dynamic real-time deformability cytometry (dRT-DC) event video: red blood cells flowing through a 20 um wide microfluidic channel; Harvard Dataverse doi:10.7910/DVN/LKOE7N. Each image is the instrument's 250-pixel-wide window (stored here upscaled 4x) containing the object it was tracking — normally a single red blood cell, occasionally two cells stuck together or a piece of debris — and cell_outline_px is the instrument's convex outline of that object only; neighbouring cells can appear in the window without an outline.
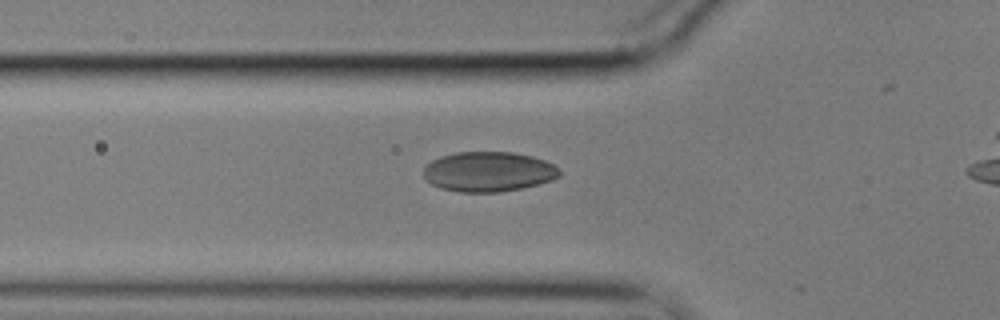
{"species": "common noctule bat (a hibernating species)", "species_latin": "Nyctalus noctula", "temperature_condition": "cold", "stored_images_in_passage": 10, "camera_frame_rate_fps": 3000, "um_per_image_px": 0.085, "animal": {"sex": "male", "body_mass_g": 17.9}, "frame": {"image": 1, "passage_image": 9, "time_ms": 2.667, "image_size_px": [1000, 320], "cell_outline_px": [[560, 176], [552, 180], [520, 188], [500, 192], [460, 192], [440, 188], [424, 180], [424, 164], [440, 156], [456, 152], [512, 152], [532, 156], [544, 160], [552, 164], [560, 172]], "centroid_in_image_um": [41.46, 14.59], "position_along_channel_um": 84.3, "area_um2": 31.67}}